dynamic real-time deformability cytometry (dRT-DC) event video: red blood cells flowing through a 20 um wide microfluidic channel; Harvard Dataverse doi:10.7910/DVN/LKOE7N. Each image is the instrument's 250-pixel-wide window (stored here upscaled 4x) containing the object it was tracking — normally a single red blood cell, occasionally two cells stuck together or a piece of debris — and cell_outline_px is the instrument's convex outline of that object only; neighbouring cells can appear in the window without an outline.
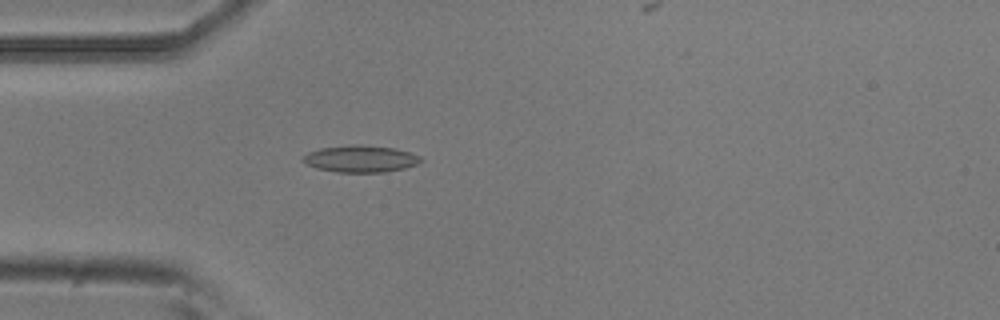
{"species": "common noctule bat (a hibernating species)", "species_latin": "Nyctalus noctula", "temperature_condition": "room temperature", "stored_images_in_passage": 46, "camera_frame_rate_fps": 3000, "um_per_image_px": 0.085, "animal": {"sex": "male", "body_mass_g": 20.5, "forearm_length_mm": 52.5}, "frame": {"image": 1, "passage_image": 11, "time_ms": 3.333, "image_size_px": [1000, 320], "cell_outline_px": [[424, 160], [416, 164], [404, 168], [384, 172], [336, 172], [316, 168], [300, 160], [300, 156], [308, 152], [320, 148], [348, 144], [360, 144], [392, 148], [408, 152], [420, 156]], "centroid_in_image_um": [30.59, 13.49], "position_along_channel_um": 54.4, "area_um2": 18.55}}
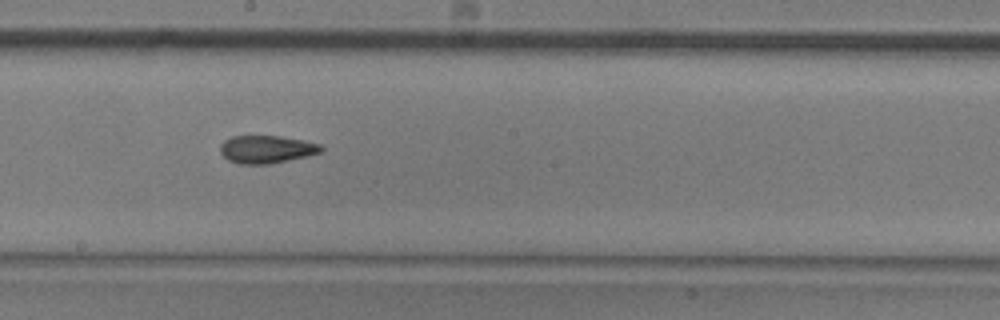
{"frame": {"image": 2, "passage_image": 25, "time_ms": 8.0, "image_size_px": [1000, 320], "cell_outline_px": [[324, 148], [320, 152], [308, 156], [272, 164], [240, 164], [228, 160], [220, 152], [220, 144], [224, 140], [232, 136], [280, 136], [304, 140], [320, 144]], "centroid_in_image_um": [22.66, 12.69], "position_along_channel_um": 225.5, "area_um2": 16.47}}
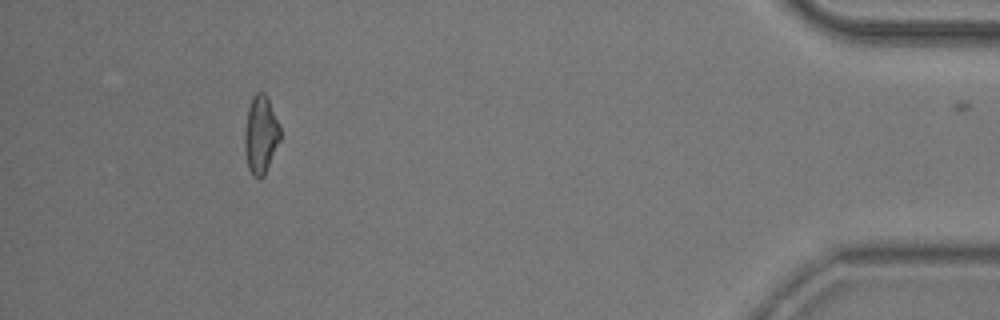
{"frame": {"image": 3, "passage_image": 45, "time_ms": 14.667, "image_size_px": [1000, 320], "cell_outline_px": [[280, 140], [264, 176], [252, 176], [248, 168], [244, 148], [244, 132], [248, 108], [252, 96], [256, 92], [264, 92], [268, 100], [280, 128]], "centroid_in_image_um": [22.14, 11.45], "position_along_channel_um": 413.1, "area_um2": 15.95}, "authors_computed_cell_mechanics": {"area_um2": 16.7331, "velocity_mm_per_s": 3.7619, "shape_relaxation_time_tau1_ms": null, "shape_relaxation_time_tau2_ms": 3.0327, "deformation_change_tau1": null, "deformation_change_tau2": 0.1008}}